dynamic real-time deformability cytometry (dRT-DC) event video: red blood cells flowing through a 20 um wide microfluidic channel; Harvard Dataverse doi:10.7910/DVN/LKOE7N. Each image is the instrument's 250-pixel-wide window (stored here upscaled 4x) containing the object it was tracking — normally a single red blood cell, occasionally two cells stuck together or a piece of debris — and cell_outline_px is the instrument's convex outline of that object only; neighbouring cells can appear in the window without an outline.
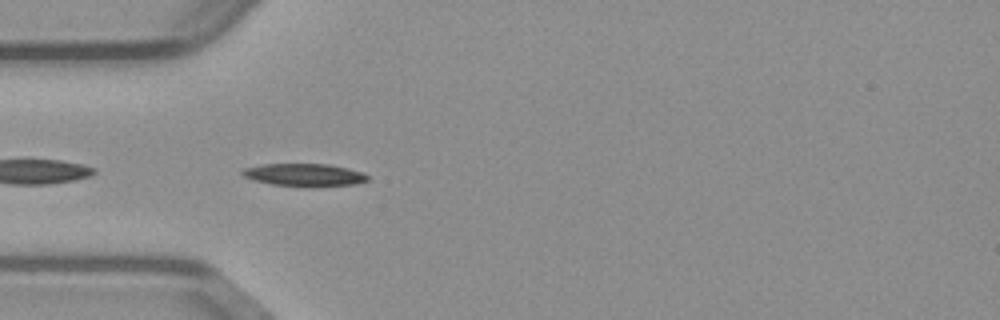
{"species": "common noctule bat (a hibernating species)", "species_latin": "Nyctalus noctula", "temperature_condition": "warm", "stored_images_in_passage": 41, "camera_frame_rate_fps": 3000, "um_per_image_px": 0.085, "animal": {"sex": "male", "body_mass_g": 23.1, "forearm_length_mm": 52.7}, "frame": {"image": 1, "passage_image": 2, "time_ms": 0.333, "image_size_px": [1000, 320], "cell_outline_px": [[368, 180], [356, 184], [272, 184], [252, 180], [244, 176], [240, 172], [244, 168], [264, 164], [328, 164], [348, 168], [364, 172], [368, 176]], "centroid_in_image_um": [25.85, 14.81], "position_along_channel_um": 59.2, "area_um2": 15.66}}
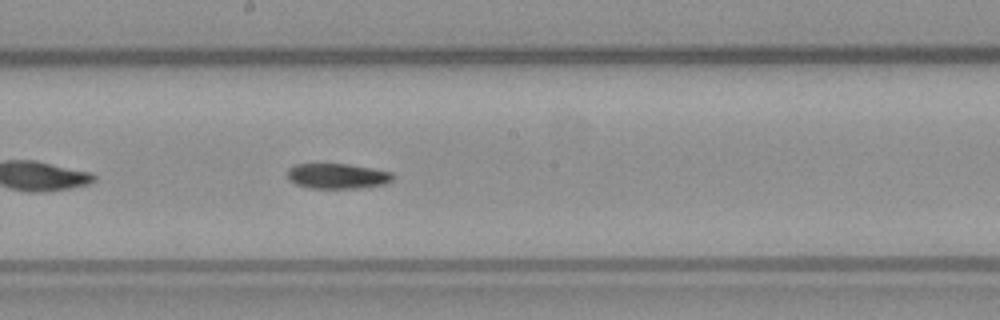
{"frame": {"image": 2, "passage_image": 15, "time_ms": 4.667, "image_size_px": [1000, 320], "cell_outline_px": [[392, 180], [384, 184], [356, 188], [308, 188], [296, 184], [288, 176], [288, 168], [296, 164], [348, 164], [372, 168], [392, 172]], "centroid_in_image_um": [28.67, 14.96], "position_along_channel_um": 219.5, "area_um2": 15.32}}
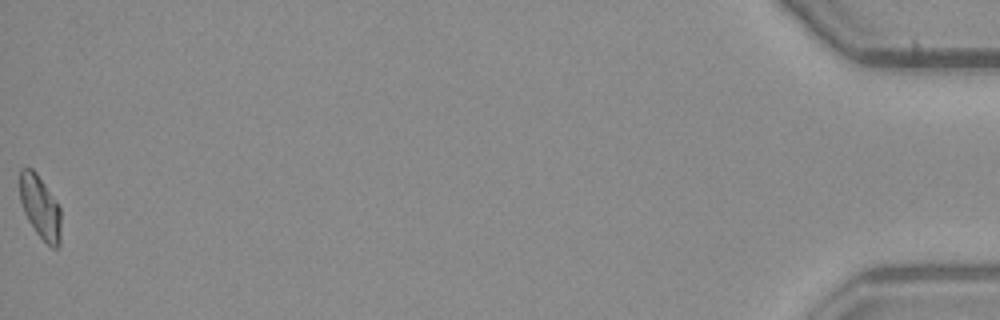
{"frame": {"image": 3, "passage_image": 41, "time_ms": 13.333, "image_size_px": [1000, 320], "cell_outline_px": [[60, 244], [56, 248], [52, 248], [36, 232], [28, 220], [24, 212], [20, 200], [20, 168], [32, 168], [36, 172], [60, 208]], "centroid_in_image_um": [3.4, 17.61], "position_along_channel_um": 431.8, "area_um2": 14.85}, "authors_computed_cell_mechanics": {"area_um2": 15.7216, "velocity_mm_per_s": 3.7296, "shape_relaxation_time_tau1_ms": 11.2047, "shape_relaxation_time_tau2_ms": null, "deformation_change_tau1": 0.21, "deformation_change_tau2": null}}